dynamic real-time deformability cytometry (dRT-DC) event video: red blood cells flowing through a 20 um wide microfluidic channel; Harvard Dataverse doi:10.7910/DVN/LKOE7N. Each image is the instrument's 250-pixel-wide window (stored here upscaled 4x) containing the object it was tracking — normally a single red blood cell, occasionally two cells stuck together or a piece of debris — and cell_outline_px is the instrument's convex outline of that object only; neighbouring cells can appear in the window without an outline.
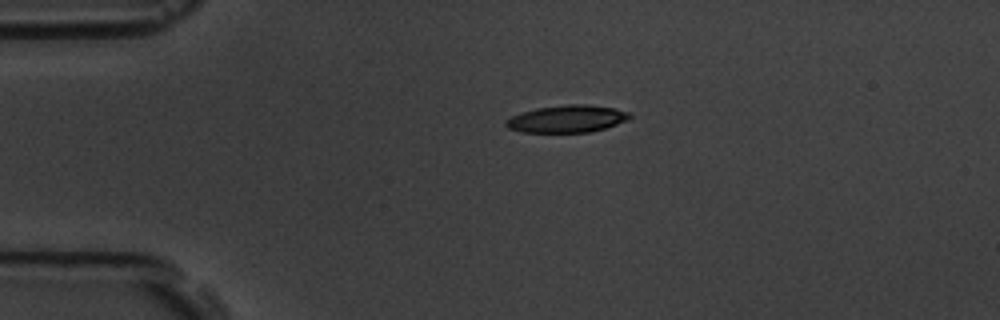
{"species": "common noctule bat (a hibernating species)", "species_latin": "Nyctalus noctula", "temperature_condition": "room temperature", "stored_images_in_passage": 2, "camera_frame_rate_fps": 3000, "um_per_image_px": 0.085, "animal": {"sex": "male", "body_mass_g": 19.5, "forearm_length_mm": 54.6}, "frame": {"image": 1, "passage_image": 1, "time_ms": 0.0, "image_size_px": [1000, 320], "cell_outline_px": [[632, 116], [628, 120], [592, 132], [520, 132], [508, 128], [504, 124], [504, 120], [512, 116], [536, 108], [568, 104], [588, 104], [616, 108], [628, 112]], "centroid_in_image_um": [48.2, 10.1], "position_along_channel_um": 36.8, "area_um2": 19.71}}